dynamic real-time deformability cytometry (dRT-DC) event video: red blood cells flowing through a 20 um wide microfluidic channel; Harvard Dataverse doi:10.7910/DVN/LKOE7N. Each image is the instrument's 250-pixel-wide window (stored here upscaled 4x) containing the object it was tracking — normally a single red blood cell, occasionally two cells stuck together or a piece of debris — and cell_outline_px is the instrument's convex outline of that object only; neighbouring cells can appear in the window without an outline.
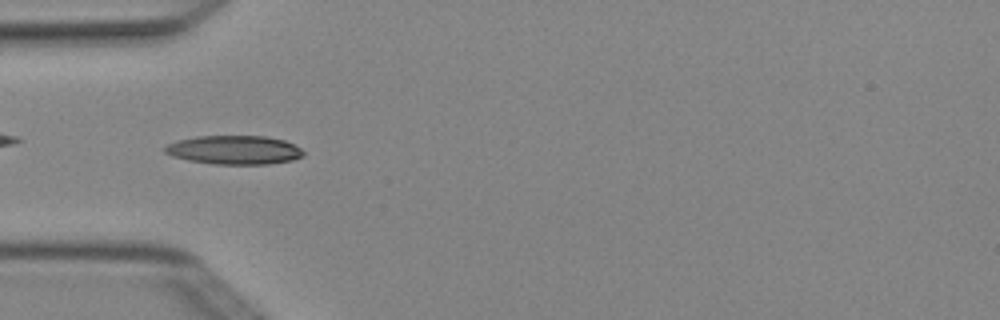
{"species": "Egyptian fruit bat (a non-hibernating species)", "species_latin": "Rousettus aegyptiacus", "temperature_condition": "cold", "stored_images_in_passage": 5, "camera_frame_rate_fps": 3000, "um_per_image_px": 0.085, "animal": {"sex": "female"}, "frame": {"image": 1, "passage_image": 5, "time_ms": 1.333, "image_size_px": [1000, 320], "cell_outline_px": [[304, 156], [292, 160], [268, 164], [212, 164], [188, 160], [172, 156], [164, 152], [164, 148], [168, 144], [176, 140], [196, 136], [264, 136], [284, 140], [300, 148], [304, 152]], "centroid_in_image_um": [19.89, 12.74], "position_along_channel_um": 65.1, "area_um2": 23.29}}